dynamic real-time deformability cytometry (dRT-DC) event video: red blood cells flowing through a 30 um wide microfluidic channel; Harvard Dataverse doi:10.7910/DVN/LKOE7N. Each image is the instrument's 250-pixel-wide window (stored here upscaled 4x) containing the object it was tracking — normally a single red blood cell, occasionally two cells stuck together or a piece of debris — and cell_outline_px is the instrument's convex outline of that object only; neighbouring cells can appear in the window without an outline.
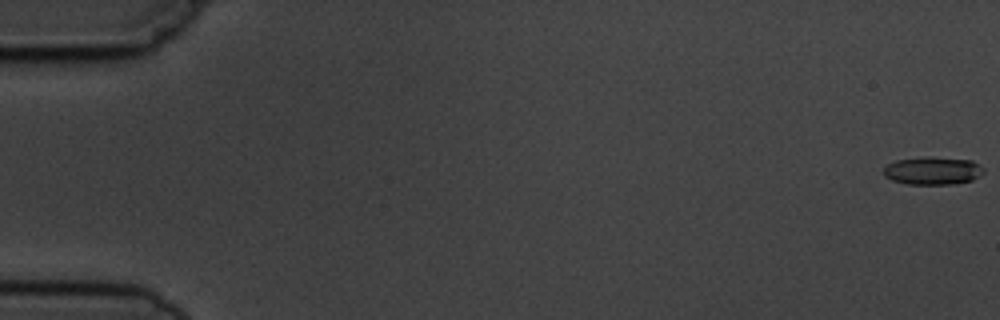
{"species": "common noctule bat (a hibernating species)", "species_latin": "Nyctalus noctula", "temperature_condition": "cold", "stored_images_in_passage": 9, "camera_frame_rate_fps": 3000, "um_per_image_px": 0.085, "animal": {"sex": "male", "body_mass_g": 19.5, "forearm_length_mm": 54.6}, "frame": {"image": 1, "passage_image": 1, "time_ms": 0.0, "image_size_px": [1000, 320], "cell_outline_px": [[984, 172], [972, 180], [952, 184], [904, 184], [892, 180], [884, 176], [884, 168], [888, 164], [896, 160], [972, 160], [984, 168]], "centroid_in_image_um": [79.28, 14.58], "position_along_channel_um": 5.7, "area_um2": 15.2}}
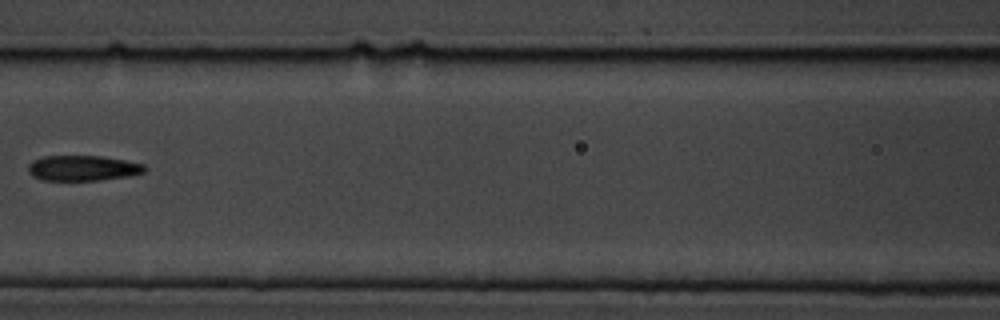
{"frame": {"image": 2, "passage_image": 8, "time_ms": 8.333, "image_size_px": [1000, 320], "cell_outline_px": [[148, 168], [144, 172], [128, 176], [100, 180], [44, 180], [32, 176], [28, 172], [28, 164], [32, 160], [44, 156], [104, 156], [144, 164]], "centroid_in_image_um": [7.03, 14.28], "position_along_channel_um": 159.6, "area_um2": 17.28}}
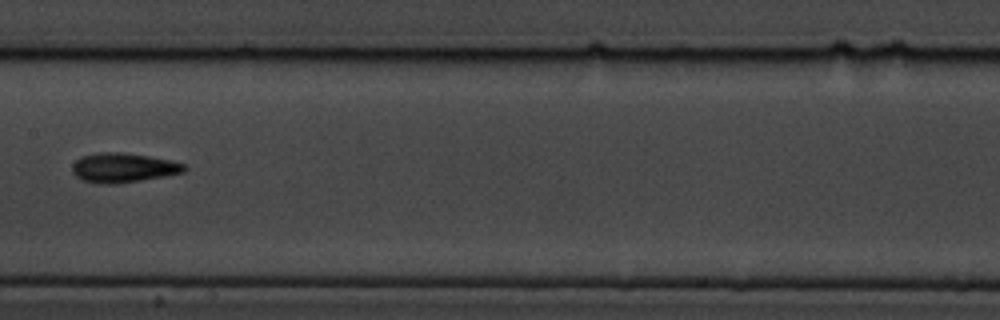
{"frame": {"image": 3, "passage_image": 9, "time_ms": 9.333, "image_size_px": [1000, 320], "cell_outline_px": [[188, 168], [184, 172], [164, 176], [116, 184], [96, 184], [80, 180], [72, 172], [72, 164], [80, 156], [100, 152], [124, 152], [148, 156], [168, 160], [184, 164]], "centroid_in_image_um": [10.42, 14.26], "position_along_channel_um": 197.0, "area_um2": 19.36}}